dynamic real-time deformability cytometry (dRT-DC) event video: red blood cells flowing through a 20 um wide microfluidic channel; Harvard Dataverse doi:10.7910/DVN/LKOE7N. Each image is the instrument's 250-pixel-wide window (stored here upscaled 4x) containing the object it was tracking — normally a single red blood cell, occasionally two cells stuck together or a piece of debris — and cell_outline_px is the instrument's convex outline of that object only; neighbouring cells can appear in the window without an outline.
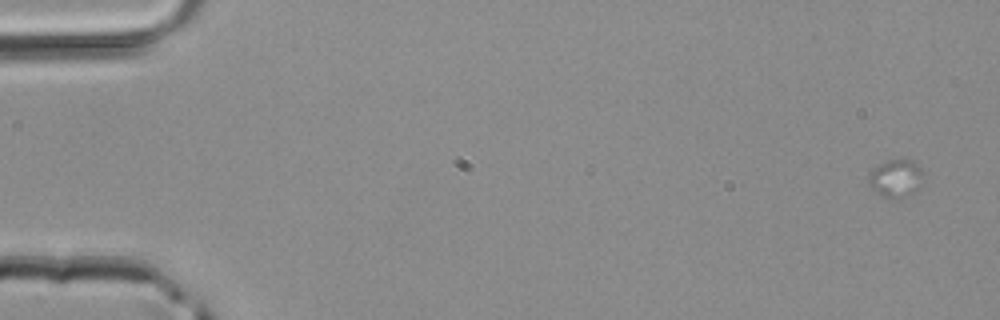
{"species": "common noctule bat (a hibernating species)", "species_latin": "Nyctalus noctula", "temperature_condition": "room temperature", "stored_images_in_passage": 6, "camera_frame_rate_fps": 3000, "um_per_image_px": 0.085, "animal": {"sex": "male", "body_mass_g": 20.4}, "frame": {"image": 1, "passage_image": 1, "time_ms": 0.0, "image_size_px": [1000, 320], "cell_outline_px": [[920, 184], [912, 192], [896, 200], [888, 200], [880, 196], [872, 188], [868, 180], [868, 172], [876, 164], [900, 156], [904, 156], [912, 160], [920, 168]], "centroid_in_image_um": [76.06, 15.12], "position_along_channel_um": 8.9, "area_um2": 12.37}}